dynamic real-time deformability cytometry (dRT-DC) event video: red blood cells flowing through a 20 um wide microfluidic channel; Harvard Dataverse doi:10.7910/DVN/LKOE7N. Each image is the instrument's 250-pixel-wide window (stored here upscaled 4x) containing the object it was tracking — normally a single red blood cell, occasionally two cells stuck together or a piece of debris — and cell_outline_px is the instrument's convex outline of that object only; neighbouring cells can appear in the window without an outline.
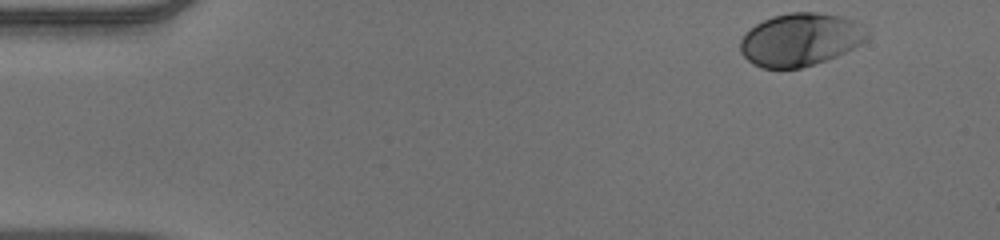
{"species": "human", "species_latin": "Homo sapiens", "temperature_condition": "warm", "stored_images_in_passage": 49, "camera_frame_rate_fps": 3000, "um_per_image_px": 0.085, "donor": {"sex": "male"}, "frame": {"image": 1, "passage_image": 1, "time_ms": 0.0, "image_size_px": [1000, 240], "cell_outline_px": [[872, 32], [868, 40], [836, 56], [800, 68], [760, 68], [752, 64], [740, 52], [740, 40], [756, 24], [772, 16], [788, 12], [816, 12], [844, 16], [868, 28]], "centroid_in_image_um": [68.07, 3.35], "position_along_channel_um": 16.9, "area_um2": 39.19}}
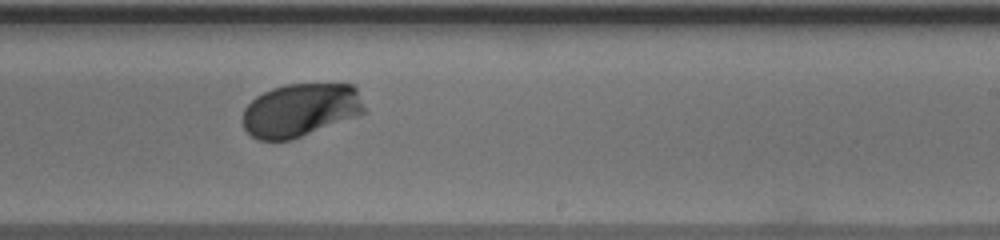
{"frame": {"image": 2, "passage_image": 29, "time_ms": 9.333, "image_size_px": [1000, 240], "cell_outline_px": [[368, 112], [360, 116], [292, 140], [256, 140], [244, 128], [244, 108], [256, 96], [272, 88], [288, 84], [352, 84], [356, 88]], "centroid_in_image_um": [25.59, 9.37], "position_along_channel_um": 263.4, "area_um2": 38.09}}
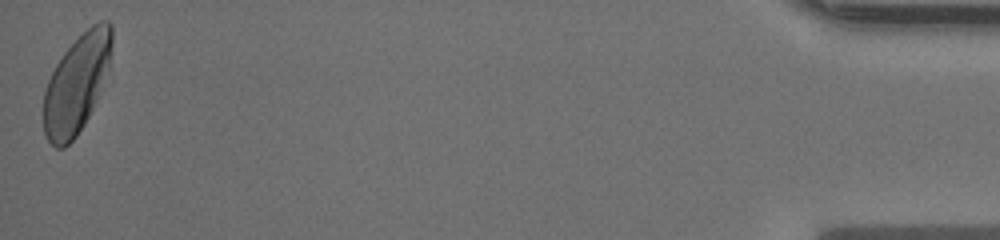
{"frame": {"image": 3, "passage_image": 49, "time_ms": 16.0, "image_size_px": [1000, 240], "cell_outline_px": [[112, 52], [108, 64], [92, 108], [84, 124], [76, 136], [64, 148], [56, 148], [48, 140], [44, 132], [44, 92], [48, 80], [56, 64], [64, 52], [92, 24], [100, 20], [108, 20], [112, 24]], "centroid_in_image_um": [6.5, 7.11], "position_along_channel_um": 428.7, "area_um2": 38.21}, "authors_computed_cell_mechanics": {"area_um2": 38.0324, "velocity_mm_per_s": 3.8641, "shape_relaxation_time_tau1_ms": 1.1521, "shape_relaxation_time_tau2_ms": null, "deformation_change_tau1": 0.1027, "deformation_change_tau2": null}}